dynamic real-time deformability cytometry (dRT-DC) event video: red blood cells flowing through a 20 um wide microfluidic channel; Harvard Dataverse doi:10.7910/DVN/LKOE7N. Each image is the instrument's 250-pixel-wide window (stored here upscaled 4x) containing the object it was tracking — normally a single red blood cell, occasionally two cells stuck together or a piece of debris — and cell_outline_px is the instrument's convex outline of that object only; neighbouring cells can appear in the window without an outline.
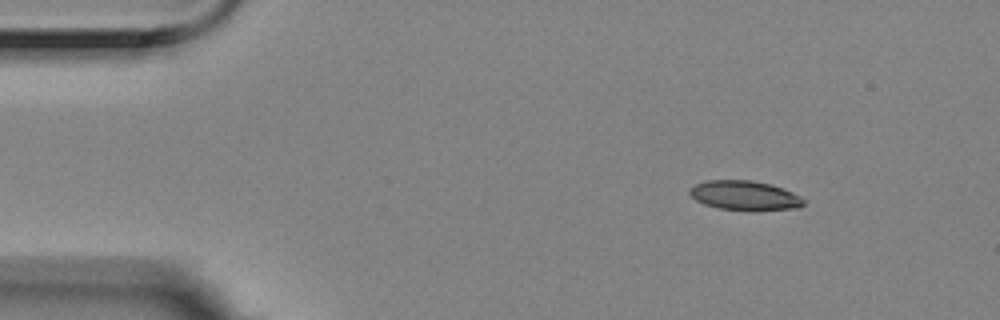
{"species": "Egyptian fruit bat (a non-hibernating species)", "species_latin": "Rousettus aegyptiacus", "temperature_condition": "room temperature", "stored_images_in_passage": 7, "camera_frame_rate_fps": 3000, "um_per_image_px": 0.085, "animal": {"sex": "female"}, "frame": {"image": 1, "passage_image": 1, "time_ms": 0.0, "image_size_px": [1000, 320], "cell_outline_px": [[804, 204], [796, 208], [720, 208], [704, 204], [696, 200], [688, 192], [688, 188], [696, 184], [708, 180], [752, 180], [772, 184], [784, 188], [800, 196], [804, 200]], "centroid_in_image_um": [63.26, 16.56], "position_along_channel_um": 21.7, "area_um2": 18.84}}
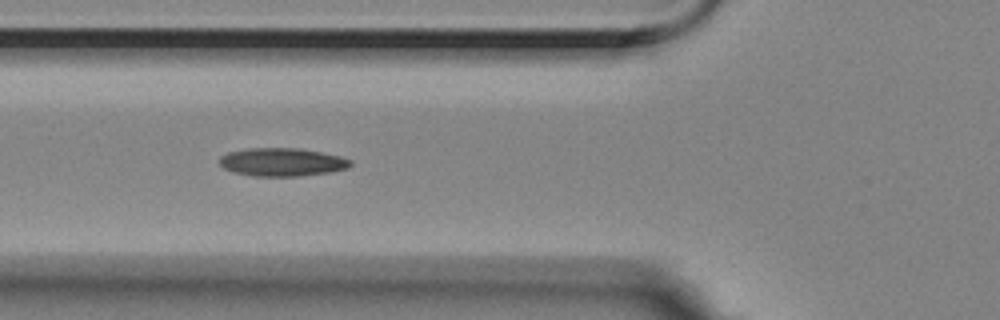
{"frame": {"image": 2, "passage_image": 5, "time_ms": 1.333, "image_size_px": [1000, 320], "cell_outline_px": [[352, 164], [348, 168], [328, 172], [300, 176], [252, 176], [232, 172], [224, 168], [220, 164], [220, 156], [228, 152], [248, 148], [300, 148], [340, 156], [352, 160]], "centroid_in_image_um": [23.96, 13.77], "position_along_channel_um": 101.8, "area_um2": 21.56}}
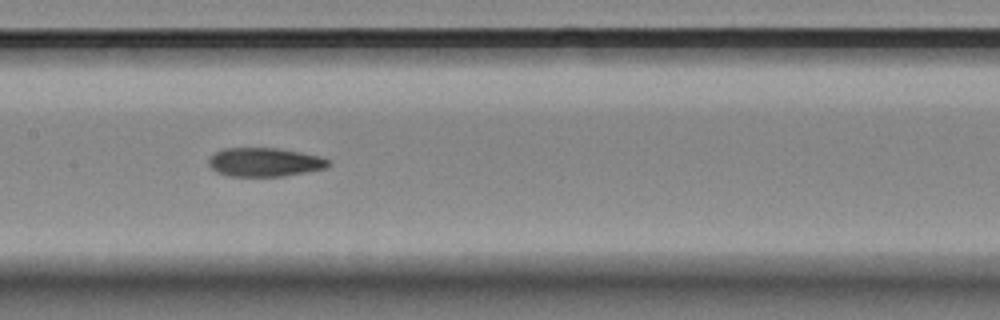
{"frame": {"image": 3, "passage_image": 7, "time_ms": 2.0, "image_size_px": [1000, 320], "cell_outline_px": [[332, 164], [324, 168], [284, 176], [228, 176], [212, 168], [208, 164], [208, 160], [216, 152], [224, 148], [276, 148], [300, 152], [320, 156], [332, 160]], "centroid_in_image_um": [22.53, 13.78], "position_along_channel_um": 184.9, "area_um2": 19.94}}